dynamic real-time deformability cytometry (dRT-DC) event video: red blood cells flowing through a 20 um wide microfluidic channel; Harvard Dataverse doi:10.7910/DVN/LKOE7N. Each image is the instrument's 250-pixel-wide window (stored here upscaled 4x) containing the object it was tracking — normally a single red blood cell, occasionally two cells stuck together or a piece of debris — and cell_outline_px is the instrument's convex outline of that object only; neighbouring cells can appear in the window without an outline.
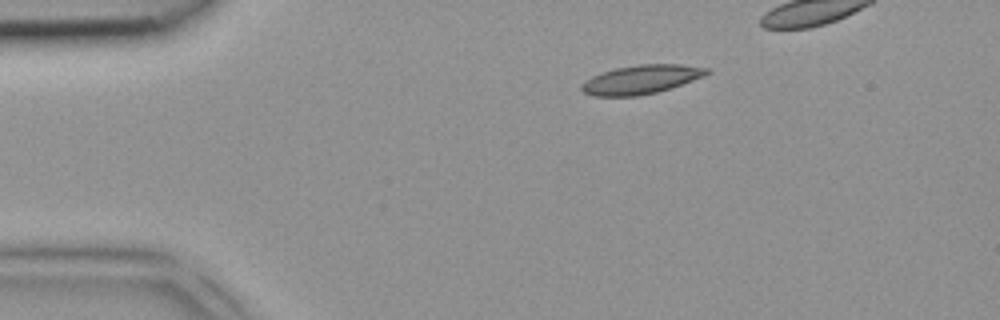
{"species": "common noctule bat (a hibernating species)", "species_latin": "Nyctalus noctula", "temperature_condition": "room temperature", "stored_images_in_passage": 3, "camera_frame_rate_fps": 3000, "um_per_image_px": 0.085, "animal": {"sex": "female", "body_mass_g": 18.4}, "frame": {"image": 1, "passage_image": 1, "time_ms": 0.0, "image_size_px": [1000, 320], "cell_outline_px": [[712, 72], [704, 76], [656, 92], [640, 96], [592, 96], [584, 92], [580, 88], [580, 84], [592, 76], [616, 68], [640, 64], [680, 64], [708, 68]], "centroid_in_image_um": [54.48, 6.75], "position_along_channel_um": 30.5, "area_um2": 20.87}}